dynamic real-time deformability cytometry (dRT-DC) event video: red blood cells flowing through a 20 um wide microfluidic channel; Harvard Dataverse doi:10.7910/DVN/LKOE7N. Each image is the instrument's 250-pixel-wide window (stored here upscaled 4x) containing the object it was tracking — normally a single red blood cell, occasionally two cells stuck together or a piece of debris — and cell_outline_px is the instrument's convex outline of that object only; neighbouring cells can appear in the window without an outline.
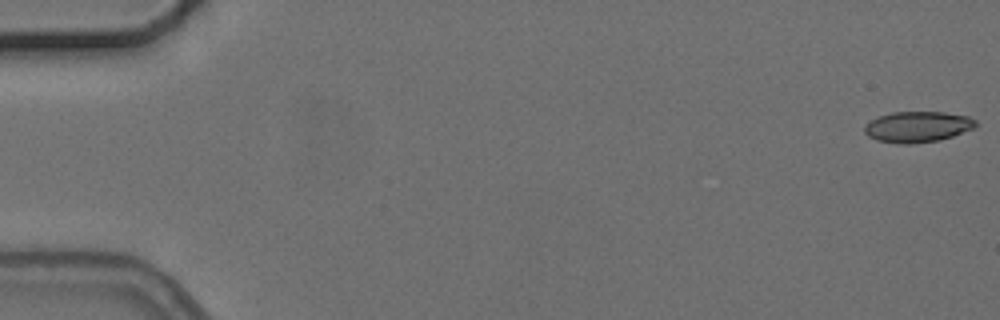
{"species": "common noctule bat (a hibernating species)", "species_latin": "Nyctalus noctula", "temperature_condition": "cold", "stored_images_in_passage": 6, "camera_frame_rate_fps": 3000, "um_per_image_px": 0.085, "animal": {"sex": "female", "body_mass_g": 24.6, "forearm_length_mm": 56.2}, "frame": {"image": 1, "passage_image": 1, "time_ms": 0.0, "image_size_px": [1000, 320], "cell_outline_px": [[980, 124], [976, 128], [940, 140], [912, 144], [900, 144], [876, 140], [868, 136], [864, 132], [864, 124], [880, 116], [892, 112], [944, 112], [968, 116], [976, 120]], "centroid_in_image_um": [78.03, 10.78], "position_along_channel_um": 7.0, "area_um2": 20.23}}